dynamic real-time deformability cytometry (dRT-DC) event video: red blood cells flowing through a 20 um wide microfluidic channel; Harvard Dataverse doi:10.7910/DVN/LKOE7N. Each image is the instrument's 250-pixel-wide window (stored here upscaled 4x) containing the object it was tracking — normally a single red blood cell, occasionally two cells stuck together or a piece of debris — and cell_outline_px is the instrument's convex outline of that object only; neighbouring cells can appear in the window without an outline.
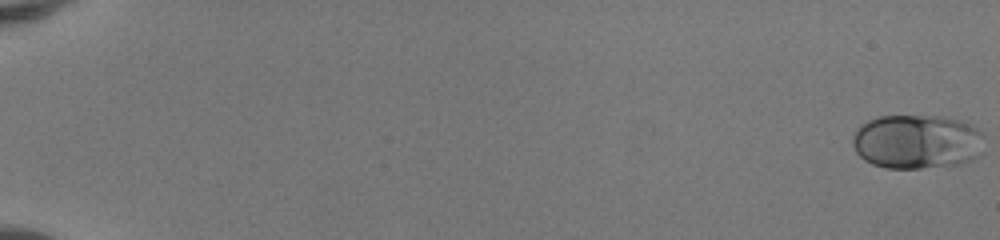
{"species": "human", "species_latin": "Homo sapiens", "temperature_condition": "room temperature", "stored_images_in_passage": 52, "camera_frame_rate_fps": 3000, "um_per_image_px": 0.085, "donor": {"sex": "female"}, "frame": {"image": 1, "passage_image": 1, "time_ms": 0.0, "image_size_px": [1000, 240], "cell_outline_px": [[984, 152], [980, 156], [972, 160], [960, 164], [920, 168], [884, 168], [872, 164], [864, 160], [856, 152], [852, 144], [852, 136], [856, 128], [860, 124], [876, 116], [940, 116], [960, 120], [972, 124], [984, 132]], "centroid_in_image_um": [77.98, 12.04], "position_along_channel_um": 7.0, "area_um2": 42.66}}
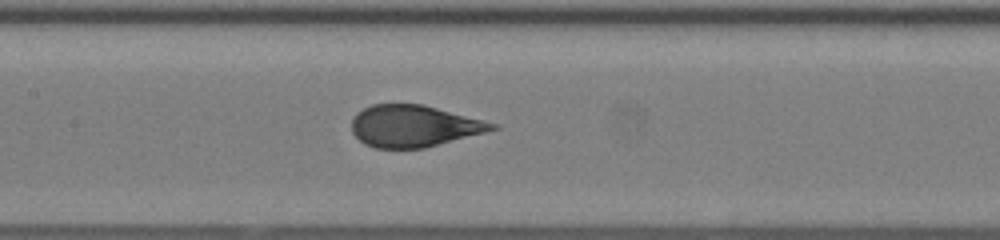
{"frame": {"image": 2, "passage_image": 28, "time_ms": 9.0, "image_size_px": [1000, 240], "cell_outline_px": [[500, 128], [424, 148], [376, 148], [364, 144], [352, 132], [352, 120], [364, 108], [372, 104], [424, 104], [500, 124]], "centroid_in_image_um": [35.22, 10.71], "position_along_channel_um": 172.2, "area_um2": 34.04}}
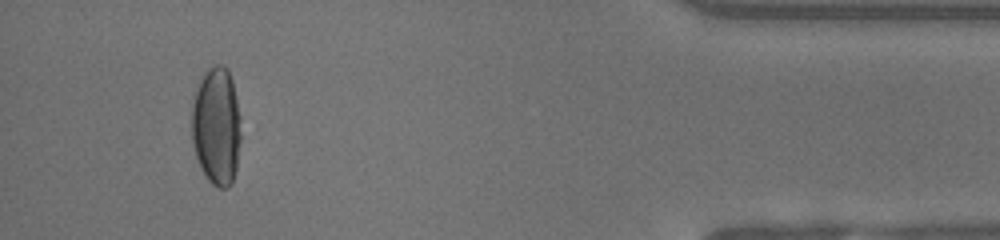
{"frame": {"image": 3, "passage_image": 49, "time_ms": 16.0, "image_size_px": [1000, 240], "cell_outline_px": [[240, 140], [236, 168], [232, 184], [228, 188], [220, 188], [212, 184], [208, 180], [200, 168], [196, 156], [192, 140], [192, 104], [200, 80], [204, 72], [216, 64], [220, 64], [228, 68], [232, 80], [236, 96], [240, 120]], "centroid_in_image_um": [18.4, 10.74], "position_along_channel_um": 416.8, "area_um2": 33.93}, "authors_computed_cell_mechanics": {"area_um2": 35.7204, "velocity_mm_per_s": 4.1897, "shape_relaxation_time_tau1_ms": 5.4201, "shape_relaxation_time_tau2_ms": null, "deformation_change_tau1": 0.2181, "deformation_change_tau2": null}}